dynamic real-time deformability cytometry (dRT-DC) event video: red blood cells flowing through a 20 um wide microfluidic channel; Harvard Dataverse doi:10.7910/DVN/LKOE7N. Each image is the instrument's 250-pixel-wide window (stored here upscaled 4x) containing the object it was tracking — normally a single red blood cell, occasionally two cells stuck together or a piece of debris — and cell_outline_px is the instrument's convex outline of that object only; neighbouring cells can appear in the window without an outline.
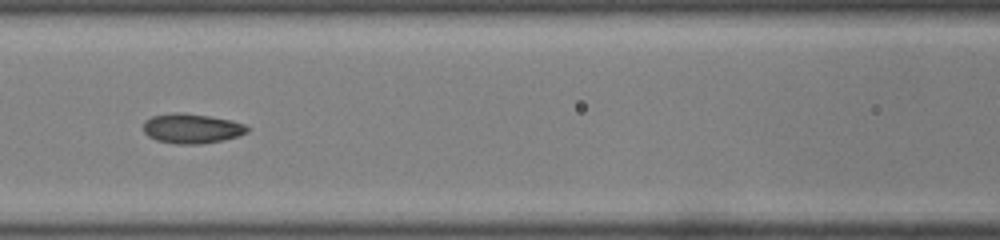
{"species": "common noctule bat (a hibernating species)", "species_latin": "Nyctalus noctula", "temperature_condition": "room temperature", "stored_images_in_passage": 35, "camera_frame_rate_fps": 3000, "um_per_image_px": 0.085, "animal": {"sex": "male", "body_mass_g": 19.0, "forearm_length_mm": 50.8}, "frame": {"image": 1, "passage_image": 11, "time_ms": 3.333, "image_size_px": [1000, 240], "cell_outline_px": [[248, 132], [224, 140], [200, 144], [176, 144], [156, 140], [148, 136], [144, 132], [144, 120], [152, 116], [172, 112], [184, 112], [232, 120], [244, 124], [248, 128]], "centroid_in_image_um": [16.27, 10.91], "position_along_channel_um": 150.3, "area_um2": 18.09}}
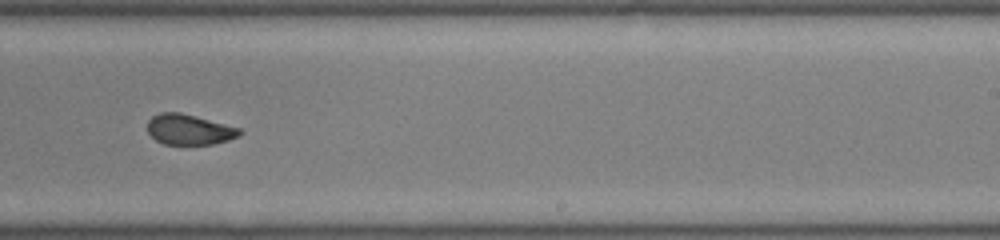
{"frame": {"image": 2, "passage_image": 20, "time_ms": 6.333, "image_size_px": [1000, 240], "cell_outline_px": [[244, 132], [240, 136], [228, 140], [212, 144], [164, 144], [156, 140], [148, 132], [148, 120], [152, 116], [160, 112], [180, 112], [196, 116], [240, 128]], "centroid_in_image_um": [16.1, 11.0], "position_along_channel_um": 272.9, "area_um2": 16.36}, "authors_computed_cell_mechanics": {"area_um2": 17.3978, "velocity_mm_per_s": 4.1143, "shape_relaxation_time_tau1_ms": 3.2507, "shape_relaxation_time_tau2_ms": 1.7251, "deformation_change_tau1": 0.1432, "deformation_change_tau2": 0.0778}}